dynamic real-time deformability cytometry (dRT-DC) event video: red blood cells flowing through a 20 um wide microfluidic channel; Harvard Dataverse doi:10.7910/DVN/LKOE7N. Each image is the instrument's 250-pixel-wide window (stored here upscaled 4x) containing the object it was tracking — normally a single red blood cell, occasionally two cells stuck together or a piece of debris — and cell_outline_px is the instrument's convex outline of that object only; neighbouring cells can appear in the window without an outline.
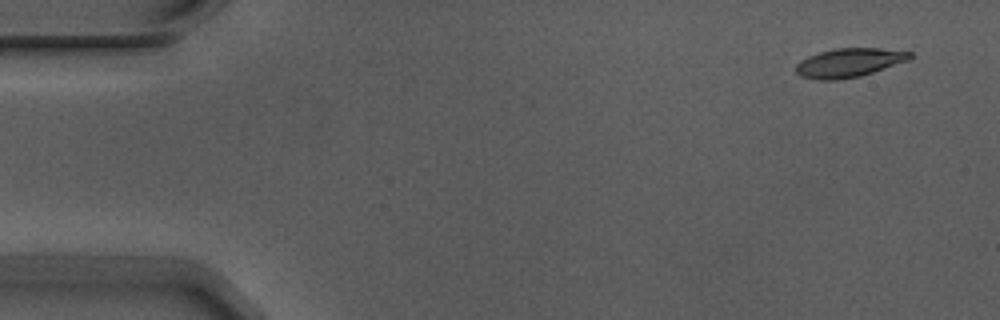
{"species": "Egyptian fruit bat (a non-hibernating species)", "species_latin": "Rousettus aegyptiacus", "temperature_condition": "warm", "stored_images_in_passage": 6, "segment_of_instrument_passage": [1, 2], "camera_frame_rate_fps": 3000, "um_per_image_px": 0.085, "animal": {"sex": "male"}, "frame": {"image": 1, "passage_image": 1, "time_ms": 0.0, "image_size_px": [1000, 320], "cell_outline_px": [[912, 56], [908, 60], [860, 76], [836, 80], [816, 80], [800, 76], [796, 72], [796, 64], [800, 60], [808, 56], [820, 52], [836, 48], [880, 48], [912, 52]], "centroid_in_image_um": [72.13, 5.33], "position_along_channel_um": 12.9, "area_um2": 19.07}}